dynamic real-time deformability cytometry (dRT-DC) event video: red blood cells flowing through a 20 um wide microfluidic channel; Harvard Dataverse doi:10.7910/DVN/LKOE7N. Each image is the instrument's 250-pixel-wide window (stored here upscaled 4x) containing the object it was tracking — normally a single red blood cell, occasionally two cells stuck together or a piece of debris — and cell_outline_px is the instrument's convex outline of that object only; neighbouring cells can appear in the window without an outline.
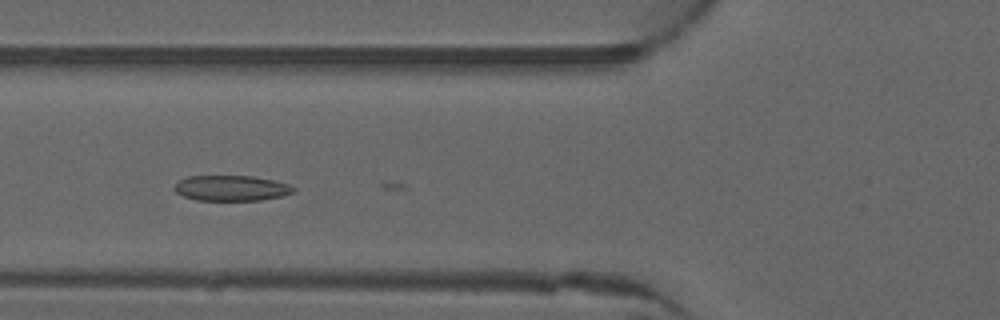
{"species": "common noctule bat (a hibernating species)", "species_latin": "Nyctalus noctula", "temperature_condition": "warm", "stored_images_in_passage": 9, "camera_frame_rate_fps": 3000, "um_per_image_px": 0.085, "animal": {"sex": "male", "forearm_length_mm": 52.5}, "frame": {"image": 1, "passage_image": 8, "time_ms": 2.333, "image_size_px": [1000, 320], "cell_outline_px": [[296, 192], [280, 196], [260, 200], [196, 200], [184, 196], [176, 192], [172, 188], [180, 180], [188, 176], [252, 176], [272, 180], [288, 184], [296, 188]], "centroid_in_image_um": [19.66, 15.99], "position_along_channel_um": 106.1, "area_um2": 17.57}}